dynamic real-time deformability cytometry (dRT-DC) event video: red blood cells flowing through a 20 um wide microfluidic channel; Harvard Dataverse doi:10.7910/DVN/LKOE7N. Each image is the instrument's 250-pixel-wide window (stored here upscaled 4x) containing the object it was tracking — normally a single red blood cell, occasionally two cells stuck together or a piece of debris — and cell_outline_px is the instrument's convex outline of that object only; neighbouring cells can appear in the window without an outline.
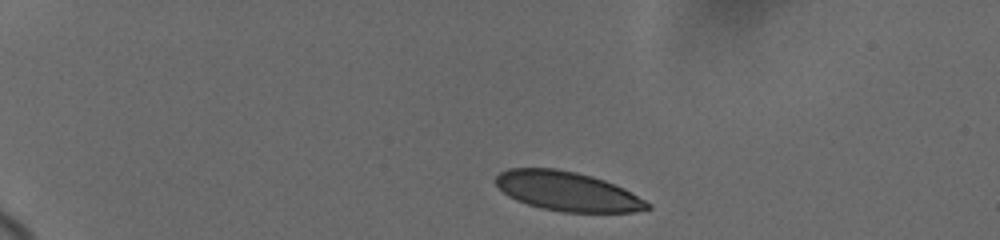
{"species": "human", "species_latin": "Homo sapiens", "temperature_condition": "cold", "stored_images_in_passage": 35, "camera_frame_rate_fps": 3000, "um_per_image_px": 0.085, "donor": {"sex": "female"}, "frame": {"image": 1, "passage_image": 1, "time_ms": 0.0, "image_size_px": [1000, 240], "cell_outline_px": [[652, 208], [632, 212], [564, 212], [540, 208], [516, 200], [508, 196], [496, 184], [496, 176], [500, 172], [508, 168], [556, 168], [576, 172], [592, 176], [604, 180], [624, 188], [652, 204]], "centroid_in_image_um": [48.24, 16.26], "position_along_channel_um": 36.8, "area_um2": 34.74}}
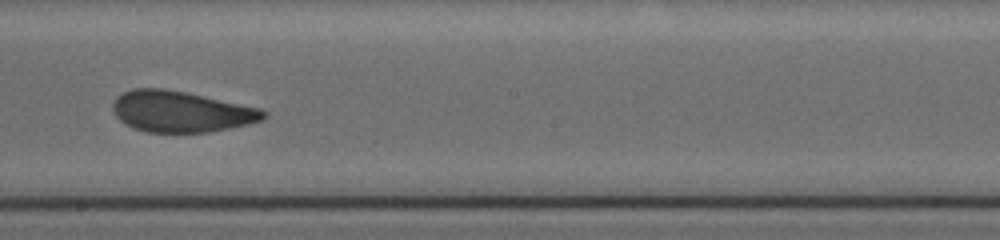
{"frame": {"image": 2, "passage_image": 19, "time_ms": 7.667, "image_size_px": [1000, 240], "cell_outline_px": [[268, 116], [264, 120], [248, 124], [208, 132], [148, 132], [124, 124], [116, 116], [112, 108], [112, 104], [116, 96], [132, 88], [164, 88], [184, 92], [260, 108], [268, 112]], "centroid_in_image_um": [15.38, 9.48], "position_along_channel_um": 232.8, "area_um2": 35.95}}
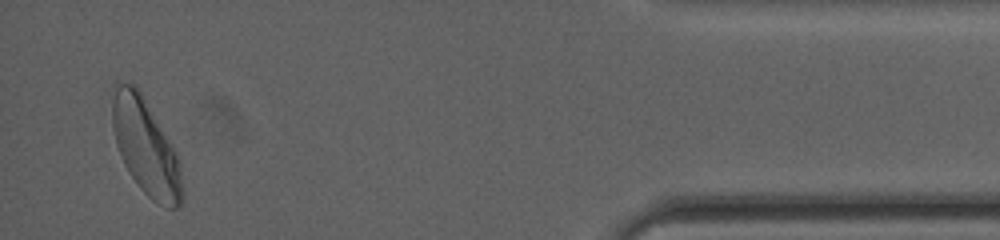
{"frame": {"image": 3, "passage_image": 35, "time_ms": 14.333, "image_size_px": [1000, 240], "cell_outline_px": [[180, 204], [176, 208], [168, 208], [156, 204], [140, 188], [124, 164], [120, 156], [116, 144], [112, 128], [112, 100], [116, 84], [132, 84], [140, 92], [176, 152], [180, 164]], "centroid_in_image_um": [12.35, 12.51], "position_along_channel_um": 422.8, "area_um2": 37.97}, "authors_computed_cell_mechanics": {"area_um2": 36.8186, "velocity_mm_per_s": 3.665, "shape_relaxation_time_tau1_ms": 4.1003, "shape_relaxation_time_tau2_ms": 1.0682, "deformation_change_tau1": 0.1267, "deformation_change_tau2": 0.0621}}